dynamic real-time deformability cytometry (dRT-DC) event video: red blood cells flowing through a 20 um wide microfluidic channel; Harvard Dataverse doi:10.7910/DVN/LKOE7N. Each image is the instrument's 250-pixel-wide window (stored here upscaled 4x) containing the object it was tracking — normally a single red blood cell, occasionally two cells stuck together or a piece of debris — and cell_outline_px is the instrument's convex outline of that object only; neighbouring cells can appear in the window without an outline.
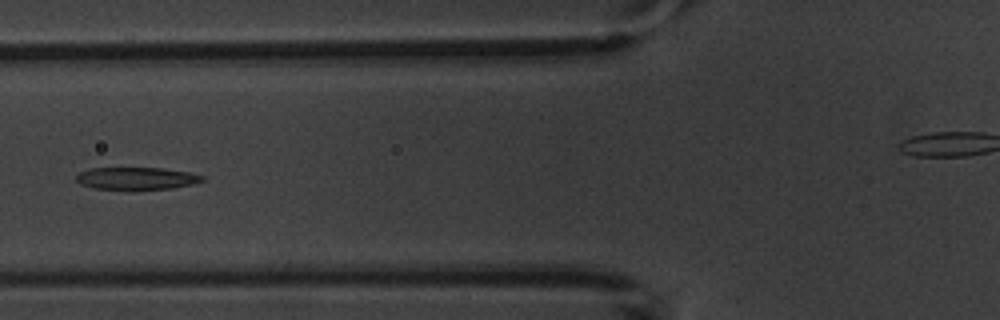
{"species": "common noctule bat (a hibernating species)", "species_latin": "Nyctalus noctula", "temperature_condition": "warm", "stored_images_in_passage": 4, "camera_frame_rate_fps": 3000, "um_per_image_px": 0.085, "animal": {"sex": "male", "body_mass_g": 20.1, "forearm_length_mm": 53.5}, "frame": {"image": 1, "passage_image": 4, "time_ms": 5.0, "image_size_px": [1000, 320], "cell_outline_px": [[204, 180], [192, 184], [172, 188], [132, 192], [96, 188], [80, 184], [76, 180], [76, 176], [80, 172], [88, 168], [164, 168], [188, 172], [204, 176]], "centroid_in_image_um": [11.58, 15.2], "position_along_channel_um": 114.2, "area_um2": 17.05}}